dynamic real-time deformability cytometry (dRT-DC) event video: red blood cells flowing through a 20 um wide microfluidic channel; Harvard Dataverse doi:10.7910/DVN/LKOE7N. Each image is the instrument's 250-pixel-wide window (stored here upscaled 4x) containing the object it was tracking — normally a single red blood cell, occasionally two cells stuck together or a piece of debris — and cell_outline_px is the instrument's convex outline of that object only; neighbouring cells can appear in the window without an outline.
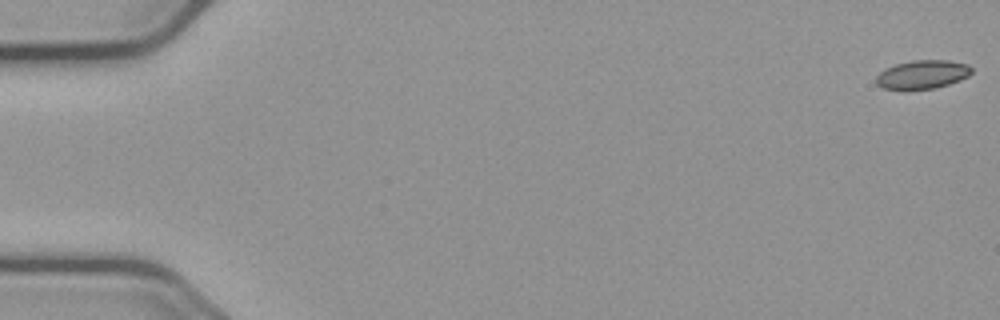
{"species": "common noctule bat (a hibernating species)", "species_latin": "Nyctalus noctula", "temperature_condition": "cold", "stored_images_in_passage": 57, "camera_frame_rate_fps": 3000, "um_per_image_px": 0.085, "animal": {"sex": "male", "body_mass_g": 23.1, "forearm_length_mm": 52.7}, "frame": {"image": 1, "passage_image": 1, "time_ms": 0.0, "image_size_px": [1000, 320], "cell_outline_px": [[972, 72], [968, 76], [960, 80], [936, 88], [904, 92], [884, 88], [876, 84], [876, 76], [884, 68], [896, 64], [912, 60], [948, 60], [968, 64], [972, 68]], "centroid_in_image_um": [78.37, 6.36], "position_along_channel_um": 6.6, "area_um2": 16.47}}
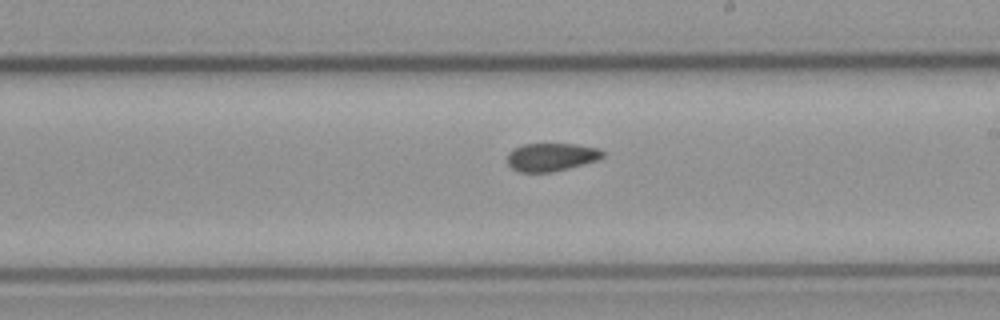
{"frame": {"image": 2, "passage_image": 33, "time_ms": 10.667, "image_size_px": [1000, 320], "cell_outline_px": [[604, 156], [600, 160], [552, 172], [520, 172], [512, 168], [508, 164], [508, 152], [512, 148], [524, 144], [576, 144], [600, 148], [604, 152]], "centroid_in_image_um": [46.88, 13.34], "position_along_channel_um": 242.1, "area_um2": 15.78}}
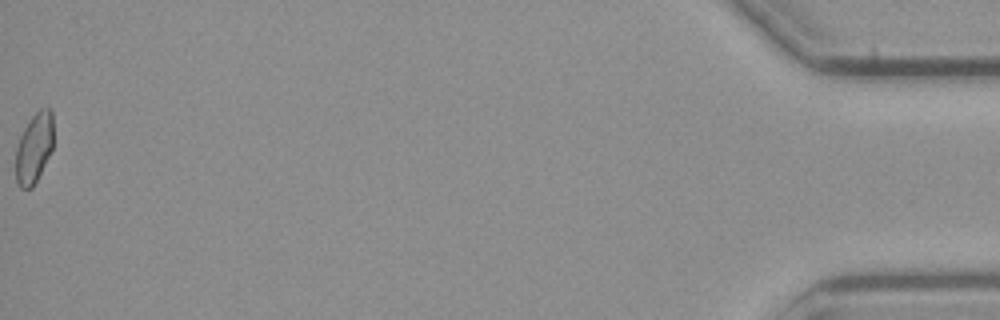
{"frame": {"image": 3, "passage_image": 57, "time_ms": 18.667, "image_size_px": [1000, 320], "cell_outline_px": [[52, 148], [32, 188], [20, 188], [16, 180], [16, 148], [20, 136], [24, 128], [32, 116], [40, 108], [48, 108], [52, 112]], "centroid_in_image_um": [2.88, 12.57], "position_along_channel_um": 432.3, "area_um2": 15.03}, "authors_computed_cell_mechanics": {"area_um2": 16.3574, "velocity_mm_per_s": 3.6835, "shape_relaxation_time_tau1_ms": null, "shape_relaxation_time_tau2_ms": 4.2061, "deformation_change_tau1": null, "deformation_change_tau2": 0.0721}}